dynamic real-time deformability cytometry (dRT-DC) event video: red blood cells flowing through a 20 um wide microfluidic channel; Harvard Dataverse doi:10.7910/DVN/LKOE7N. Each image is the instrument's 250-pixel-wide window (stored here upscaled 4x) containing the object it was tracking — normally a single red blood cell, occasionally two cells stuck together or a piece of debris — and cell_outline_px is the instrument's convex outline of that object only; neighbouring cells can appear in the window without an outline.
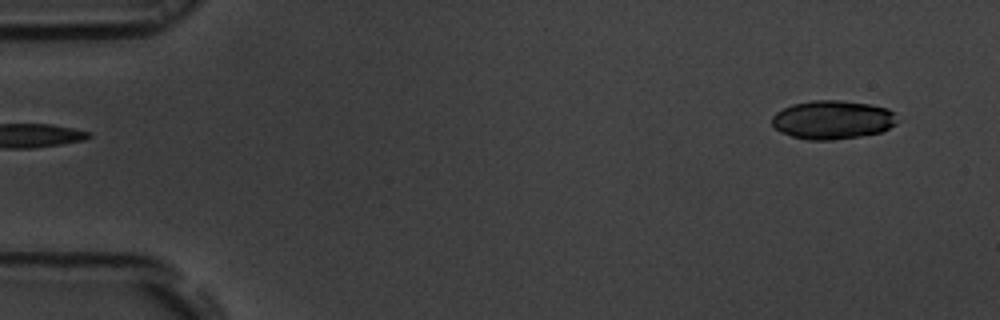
{"species": "common noctule bat (a hibernating species)", "species_latin": "Nyctalus noctula", "temperature_condition": "room temperature", "stored_images_in_passage": 52, "camera_frame_rate_fps": 3000, "um_per_image_px": 0.085, "animal": {"sex": "male", "body_mass_g": 19.5, "forearm_length_mm": 54.6}, "frame": {"image": 1, "passage_image": 1, "time_ms": 0.0, "image_size_px": [1000, 320], "cell_outline_px": [[900, 120], [896, 124], [880, 132], [860, 136], [832, 140], [808, 140], [792, 136], [780, 132], [772, 124], [772, 116], [776, 112], [792, 104], [812, 100], [840, 100], [868, 104], [888, 108]], "centroid_in_image_um": [70.77, 10.18], "position_along_channel_um": 14.2, "area_um2": 28.26}}
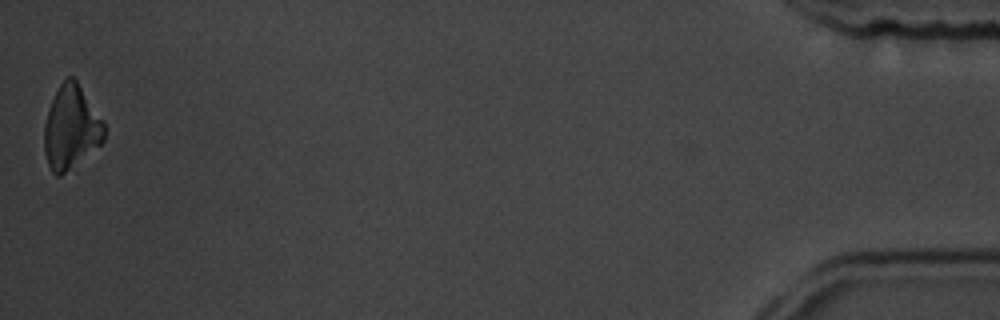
{"frame": {"image": 2, "passage_image": 52, "time_ms": 17.0, "image_size_px": [1000, 320], "cell_outline_px": [[104, 140], [100, 144], [68, 172], [60, 176], [56, 176], [52, 172], [48, 164], [44, 152], [44, 124], [48, 108], [60, 84], [68, 76], [72, 76], [76, 80], [104, 120]], "centroid_in_image_um": [6.03, 10.86], "position_along_channel_um": 429.2, "area_um2": 29.25}}